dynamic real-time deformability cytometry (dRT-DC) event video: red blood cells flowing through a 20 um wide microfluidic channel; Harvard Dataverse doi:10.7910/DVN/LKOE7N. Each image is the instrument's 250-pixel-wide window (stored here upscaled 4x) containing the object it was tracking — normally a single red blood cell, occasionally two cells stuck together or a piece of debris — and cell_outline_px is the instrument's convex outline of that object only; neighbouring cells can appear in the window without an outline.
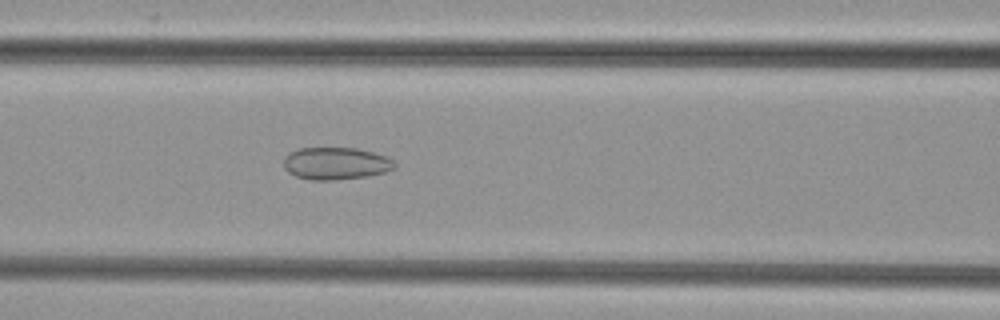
{"species": "common noctule bat (a hibernating species)", "species_latin": "Nyctalus noctula", "temperature_condition": "cold", "stored_images_in_passage": 49, "camera_frame_rate_fps": 3000, "um_per_image_px": 0.085, "animal": {"sex": "female", "body_mass_g": 29.2, "forearm_length_mm": 56.3}, "frame": {"image": 1, "passage_image": 20, "time_ms": 6.333, "image_size_px": [1000, 320], "cell_outline_px": [[396, 168], [384, 172], [368, 176], [336, 180], [312, 180], [296, 176], [288, 172], [284, 168], [284, 156], [300, 148], [356, 148], [372, 152], [384, 156], [392, 160], [396, 164]], "centroid_in_image_um": [28.54, 13.9], "position_along_channel_um": 138.1, "area_um2": 20.81}}
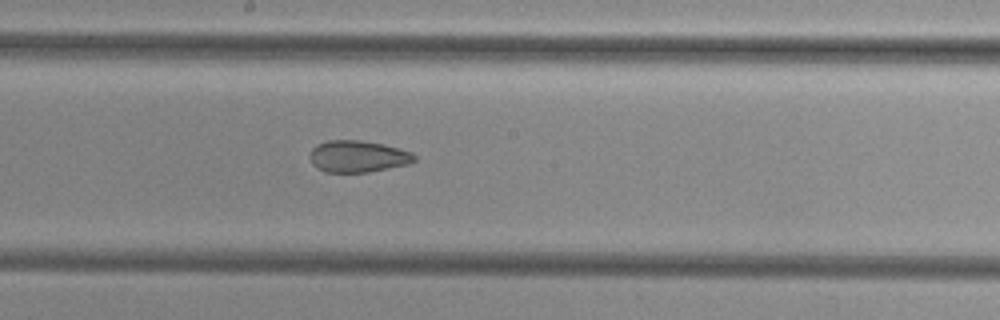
{"frame": {"image": 2, "passage_image": 26, "time_ms": 8.333, "image_size_px": [1000, 320], "cell_outline_px": [[416, 160], [408, 164], [368, 172], [324, 172], [316, 168], [312, 164], [308, 156], [312, 148], [316, 144], [328, 140], [360, 140], [384, 144], [400, 148], [412, 152], [416, 156]], "centroid_in_image_um": [30.39, 13.29], "position_along_channel_um": 217.8, "area_um2": 19.59}}
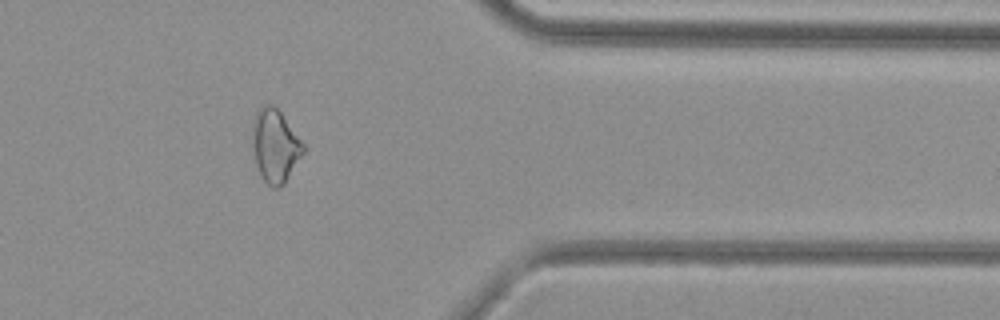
{"frame": {"image": 3, "passage_image": 40, "time_ms": 13.0, "image_size_px": [1000, 320], "cell_outline_px": [[304, 152], [284, 184], [280, 188], [272, 188], [260, 176], [256, 164], [252, 144], [252, 120], [256, 112], [264, 104], [272, 104], [280, 112], [304, 144]], "centroid_in_image_um": [23.36, 12.4], "position_along_channel_um": 388.0, "area_um2": 21.62}}